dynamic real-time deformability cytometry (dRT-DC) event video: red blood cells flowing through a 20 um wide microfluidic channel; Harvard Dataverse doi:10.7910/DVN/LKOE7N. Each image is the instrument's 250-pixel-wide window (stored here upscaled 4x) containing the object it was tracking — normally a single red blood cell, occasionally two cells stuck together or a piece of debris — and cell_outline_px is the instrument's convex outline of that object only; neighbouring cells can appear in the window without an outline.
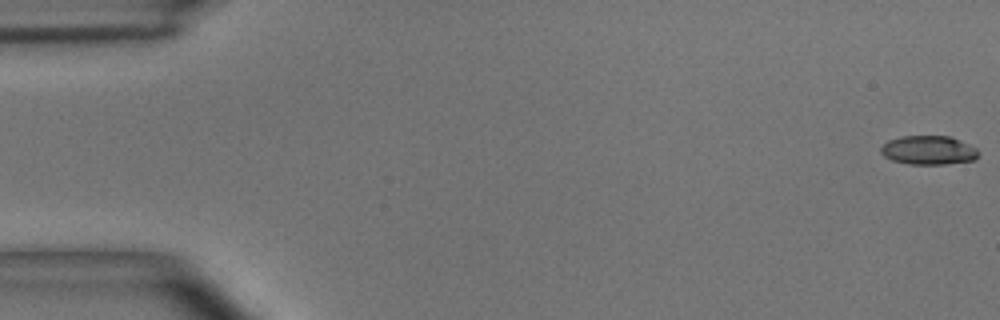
{"species": "common noctule bat (a hibernating species)", "species_latin": "Nyctalus noctula", "temperature_condition": "room temperature", "stored_images_in_passage": 55, "camera_frame_rate_fps": 3000, "um_per_image_px": 0.085, "animal": {"sex": "male", "body_mass_g": 15.6}, "frame": {"image": 1, "passage_image": 1, "time_ms": 0.0, "image_size_px": [1000, 320], "cell_outline_px": [[980, 152], [976, 160], [944, 164], [908, 164], [892, 160], [884, 156], [880, 152], [880, 148], [888, 140], [900, 136], [952, 136], [976, 148]], "centroid_in_image_um": [78.94, 12.76], "position_along_channel_um": 6.1, "area_um2": 16.59}}
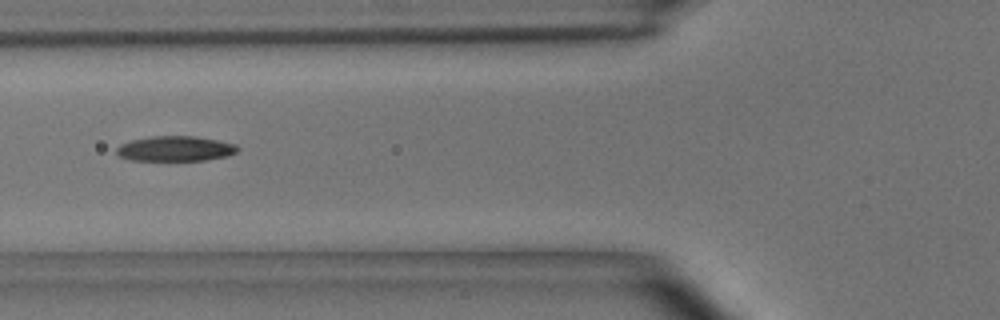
{"frame": {"image": 2, "passage_image": 21, "time_ms": 6.667, "image_size_px": [1000, 320], "cell_outline_px": [[240, 148], [236, 152], [228, 156], [204, 160], [132, 160], [120, 156], [116, 152], [116, 148], [120, 144], [132, 140], [152, 136], [196, 136], [236, 144]], "centroid_in_image_um": [14.92, 12.63], "position_along_channel_um": 110.9, "area_um2": 17.63}}
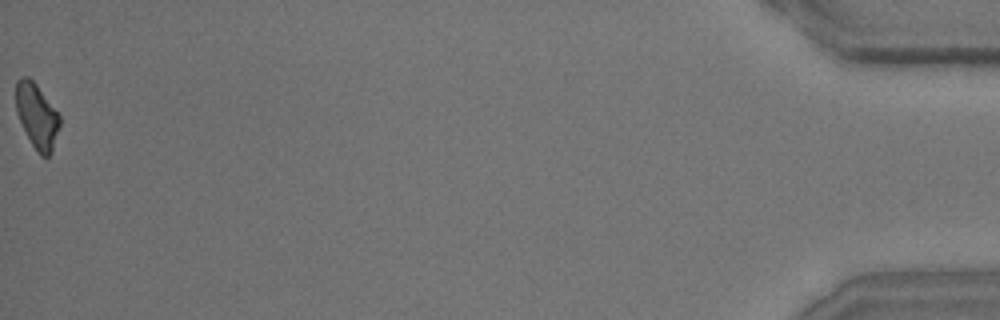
{"frame": {"image": 3, "passage_image": 55, "time_ms": 18.0, "image_size_px": [1000, 320], "cell_outline_px": [[60, 124], [52, 152], [48, 156], [40, 156], [36, 152], [16, 112], [16, 80], [20, 76], [28, 76], [36, 84], [60, 116]], "centroid_in_image_um": [3.13, 9.85], "position_along_channel_um": 432.1, "area_um2": 16.36}, "authors_computed_cell_mechanics": {"area_um2": 17.2244, "velocity_mm_per_s": 3.692, "shape_relaxation_time_tau1_ms": 5.2967, "shape_relaxation_time_tau2_ms": 8.4263, "deformation_change_tau1": 0.1537, "deformation_change_tau2": 0.1752}}